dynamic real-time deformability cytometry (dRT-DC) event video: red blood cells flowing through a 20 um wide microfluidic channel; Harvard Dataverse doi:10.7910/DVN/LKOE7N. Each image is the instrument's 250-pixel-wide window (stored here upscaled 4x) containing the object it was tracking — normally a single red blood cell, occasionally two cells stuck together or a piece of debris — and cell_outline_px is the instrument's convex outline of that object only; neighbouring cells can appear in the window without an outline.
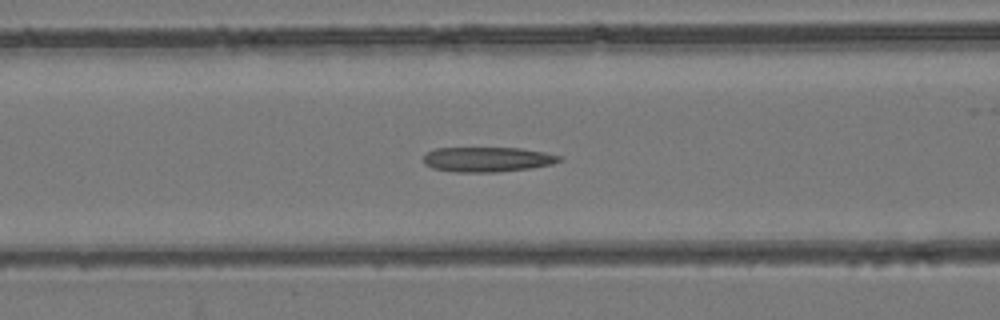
{"species": "common noctule bat (a hibernating species)", "species_latin": "Nyctalus noctula", "temperature_condition": "room temperature", "stored_images_in_passage": 53, "camera_frame_rate_fps": 3000, "um_per_image_px": 0.085, "animal": {"sex": "female", "body_mass_g": 24.6, "forearm_length_mm": 56.2}, "frame": {"image": 1, "passage_image": 22, "time_ms": 7.0, "image_size_px": [1000, 320], "cell_outline_px": [[564, 160], [552, 164], [528, 168], [496, 172], [456, 172], [432, 168], [424, 164], [424, 156], [428, 152], [436, 148], [520, 148], [544, 152], [564, 156]], "centroid_in_image_um": [41.46, 13.54], "position_along_channel_um": 125.1, "area_um2": 19.71}}
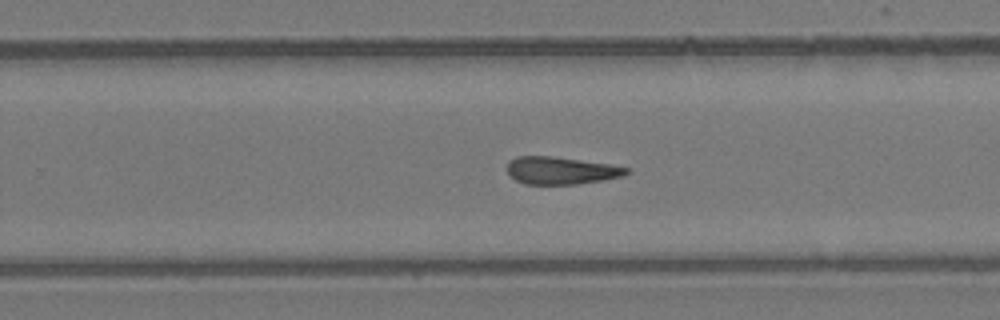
{"frame": {"image": 2, "passage_image": 34, "time_ms": 11.0, "image_size_px": [1000, 320], "cell_outline_px": [[632, 172], [624, 176], [604, 180], [576, 184], [524, 184], [516, 180], [508, 172], [508, 160], [516, 156], [552, 156], [608, 164], [628, 168]], "centroid_in_image_um": [47.7, 14.49], "position_along_channel_um": 282.1, "area_um2": 19.07}}
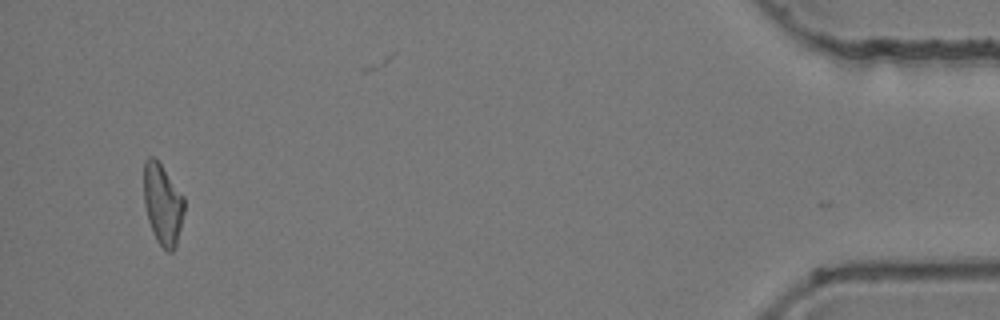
{"frame": {"image": 3, "passage_image": 51, "time_ms": 16.667, "image_size_px": [1000, 320], "cell_outline_px": [[184, 212], [176, 248], [172, 252], [168, 252], [156, 240], [152, 232], [148, 220], [144, 204], [144, 160], [148, 156], [152, 156], [160, 164], [184, 196]], "centroid_in_image_um": [13.83, 17.38], "position_along_channel_um": 421.4, "area_um2": 19.07}}